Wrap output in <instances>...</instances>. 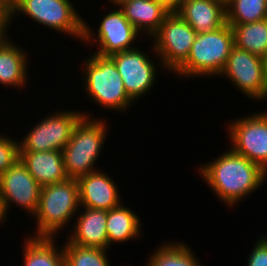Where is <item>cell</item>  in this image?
Listing matches in <instances>:
<instances>
[{
  "mask_svg": "<svg viewBox=\"0 0 267 266\" xmlns=\"http://www.w3.org/2000/svg\"><path fill=\"white\" fill-rule=\"evenodd\" d=\"M226 151L202 163L198 173L217 199L232 208L263 186L267 172L231 149Z\"/></svg>",
  "mask_w": 267,
  "mask_h": 266,
  "instance_id": "obj_1",
  "label": "cell"
},
{
  "mask_svg": "<svg viewBox=\"0 0 267 266\" xmlns=\"http://www.w3.org/2000/svg\"><path fill=\"white\" fill-rule=\"evenodd\" d=\"M83 115L74 127L69 142L62 149L64 170L70 179H78L99 170L95 166L96 161L100 158L108 135L106 118H92L85 111Z\"/></svg>",
  "mask_w": 267,
  "mask_h": 266,
  "instance_id": "obj_2",
  "label": "cell"
},
{
  "mask_svg": "<svg viewBox=\"0 0 267 266\" xmlns=\"http://www.w3.org/2000/svg\"><path fill=\"white\" fill-rule=\"evenodd\" d=\"M77 179L45 185L41 188L39 205L34 216L35 238H56L60 230L67 227L81 212ZM78 210V211H77ZM73 218V219H72ZM70 221V223H69ZM66 225V227H65Z\"/></svg>",
  "mask_w": 267,
  "mask_h": 266,
  "instance_id": "obj_3",
  "label": "cell"
},
{
  "mask_svg": "<svg viewBox=\"0 0 267 266\" xmlns=\"http://www.w3.org/2000/svg\"><path fill=\"white\" fill-rule=\"evenodd\" d=\"M234 36L229 24L204 33H197L187 60L173 73L185 78L217 77L224 69Z\"/></svg>",
  "mask_w": 267,
  "mask_h": 266,
  "instance_id": "obj_4",
  "label": "cell"
},
{
  "mask_svg": "<svg viewBox=\"0 0 267 266\" xmlns=\"http://www.w3.org/2000/svg\"><path fill=\"white\" fill-rule=\"evenodd\" d=\"M91 54L84 66H81L85 94L105 110L122 113L128 111L135 102L126 93L114 61L109 56H101L94 52Z\"/></svg>",
  "mask_w": 267,
  "mask_h": 266,
  "instance_id": "obj_5",
  "label": "cell"
},
{
  "mask_svg": "<svg viewBox=\"0 0 267 266\" xmlns=\"http://www.w3.org/2000/svg\"><path fill=\"white\" fill-rule=\"evenodd\" d=\"M30 17V20L53 31L83 40L84 19L75 9L71 0H10L8 22L13 17Z\"/></svg>",
  "mask_w": 267,
  "mask_h": 266,
  "instance_id": "obj_6",
  "label": "cell"
},
{
  "mask_svg": "<svg viewBox=\"0 0 267 266\" xmlns=\"http://www.w3.org/2000/svg\"><path fill=\"white\" fill-rule=\"evenodd\" d=\"M196 34L176 11H172L149 39H153L151 54L159 59L163 69L174 73L187 60Z\"/></svg>",
  "mask_w": 267,
  "mask_h": 266,
  "instance_id": "obj_7",
  "label": "cell"
},
{
  "mask_svg": "<svg viewBox=\"0 0 267 266\" xmlns=\"http://www.w3.org/2000/svg\"><path fill=\"white\" fill-rule=\"evenodd\" d=\"M83 116V111L68 109L49 113L33 125L23 139H19V152L62 151L69 142L74 127Z\"/></svg>",
  "mask_w": 267,
  "mask_h": 266,
  "instance_id": "obj_8",
  "label": "cell"
},
{
  "mask_svg": "<svg viewBox=\"0 0 267 266\" xmlns=\"http://www.w3.org/2000/svg\"><path fill=\"white\" fill-rule=\"evenodd\" d=\"M107 13L98 25L97 35H95L94 28H90V24H87L84 19L82 42L89 45H95L97 42L98 49L96 48L95 53L101 56H111L137 48L133 44L136 42L135 40H138L136 38L143 36H140L141 34L127 20L122 9L114 6V9Z\"/></svg>",
  "mask_w": 267,
  "mask_h": 266,
  "instance_id": "obj_9",
  "label": "cell"
},
{
  "mask_svg": "<svg viewBox=\"0 0 267 266\" xmlns=\"http://www.w3.org/2000/svg\"><path fill=\"white\" fill-rule=\"evenodd\" d=\"M227 124L230 149L267 172V111L232 119ZM231 142V143H230Z\"/></svg>",
  "mask_w": 267,
  "mask_h": 266,
  "instance_id": "obj_10",
  "label": "cell"
},
{
  "mask_svg": "<svg viewBox=\"0 0 267 266\" xmlns=\"http://www.w3.org/2000/svg\"><path fill=\"white\" fill-rule=\"evenodd\" d=\"M233 83L249 100L267 99V82L264 75L262 57L233 46L227 63L218 76Z\"/></svg>",
  "mask_w": 267,
  "mask_h": 266,
  "instance_id": "obj_11",
  "label": "cell"
},
{
  "mask_svg": "<svg viewBox=\"0 0 267 266\" xmlns=\"http://www.w3.org/2000/svg\"><path fill=\"white\" fill-rule=\"evenodd\" d=\"M41 186L28 172L26 165L18 159L0 176V202L5 217L12 204L35 216L39 205Z\"/></svg>",
  "mask_w": 267,
  "mask_h": 266,
  "instance_id": "obj_12",
  "label": "cell"
},
{
  "mask_svg": "<svg viewBox=\"0 0 267 266\" xmlns=\"http://www.w3.org/2000/svg\"><path fill=\"white\" fill-rule=\"evenodd\" d=\"M123 80L128 96L137 102L141 96L147 95L157 81V67L160 65L150 59L149 53L135 48L109 56ZM153 60V61H152ZM155 63V64H154Z\"/></svg>",
  "mask_w": 267,
  "mask_h": 266,
  "instance_id": "obj_13",
  "label": "cell"
},
{
  "mask_svg": "<svg viewBox=\"0 0 267 266\" xmlns=\"http://www.w3.org/2000/svg\"><path fill=\"white\" fill-rule=\"evenodd\" d=\"M77 183L82 207L109 211L123 202L118 184L101 170L78 178Z\"/></svg>",
  "mask_w": 267,
  "mask_h": 266,
  "instance_id": "obj_14",
  "label": "cell"
},
{
  "mask_svg": "<svg viewBox=\"0 0 267 266\" xmlns=\"http://www.w3.org/2000/svg\"><path fill=\"white\" fill-rule=\"evenodd\" d=\"M84 210L74 223L68 240L77 246L100 248L108 250V235L106 230L107 211L80 207Z\"/></svg>",
  "mask_w": 267,
  "mask_h": 266,
  "instance_id": "obj_15",
  "label": "cell"
},
{
  "mask_svg": "<svg viewBox=\"0 0 267 266\" xmlns=\"http://www.w3.org/2000/svg\"><path fill=\"white\" fill-rule=\"evenodd\" d=\"M196 33L214 31L226 22V8L216 0H180L175 10Z\"/></svg>",
  "mask_w": 267,
  "mask_h": 266,
  "instance_id": "obj_16",
  "label": "cell"
},
{
  "mask_svg": "<svg viewBox=\"0 0 267 266\" xmlns=\"http://www.w3.org/2000/svg\"><path fill=\"white\" fill-rule=\"evenodd\" d=\"M120 8L127 20L147 39L158 31L165 18L172 12L164 3L156 0H128Z\"/></svg>",
  "mask_w": 267,
  "mask_h": 266,
  "instance_id": "obj_17",
  "label": "cell"
},
{
  "mask_svg": "<svg viewBox=\"0 0 267 266\" xmlns=\"http://www.w3.org/2000/svg\"><path fill=\"white\" fill-rule=\"evenodd\" d=\"M19 156L41 187L68 179L60 150L19 152Z\"/></svg>",
  "mask_w": 267,
  "mask_h": 266,
  "instance_id": "obj_18",
  "label": "cell"
},
{
  "mask_svg": "<svg viewBox=\"0 0 267 266\" xmlns=\"http://www.w3.org/2000/svg\"><path fill=\"white\" fill-rule=\"evenodd\" d=\"M11 40L8 36L0 44V84L16 89L27 84L29 55Z\"/></svg>",
  "mask_w": 267,
  "mask_h": 266,
  "instance_id": "obj_19",
  "label": "cell"
},
{
  "mask_svg": "<svg viewBox=\"0 0 267 266\" xmlns=\"http://www.w3.org/2000/svg\"><path fill=\"white\" fill-rule=\"evenodd\" d=\"M132 211L123 203L107 211L108 249L114 242L123 243L134 238L138 240V237L143 236L141 220L135 211Z\"/></svg>",
  "mask_w": 267,
  "mask_h": 266,
  "instance_id": "obj_20",
  "label": "cell"
},
{
  "mask_svg": "<svg viewBox=\"0 0 267 266\" xmlns=\"http://www.w3.org/2000/svg\"><path fill=\"white\" fill-rule=\"evenodd\" d=\"M26 236L22 251L23 266H65L63 248L56 246L55 238Z\"/></svg>",
  "mask_w": 267,
  "mask_h": 266,
  "instance_id": "obj_21",
  "label": "cell"
},
{
  "mask_svg": "<svg viewBox=\"0 0 267 266\" xmlns=\"http://www.w3.org/2000/svg\"><path fill=\"white\" fill-rule=\"evenodd\" d=\"M234 45L263 57L267 53V18L247 24H229Z\"/></svg>",
  "mask_w": 267,
  "mask_h": 266,
  "instance_id": "obj_22",
  "label": "cell"
},
{
  "mask_svg": "<svg viewBox=\"0 0 267 266\" xmlns=\"http://www.w3.org/2000/svg\"><path fill=\"white\" fill-rule=\"evenodd\" d=\"M181 242L162 243L158 248L151 253L146 266H203L197 259L195 253Z\"/></svg>",
  "mask_w": 267,
  "mask_h": 266,
  "instance_id": "obj_23",
  "label": "cell"
},
{
  "mask_svg": "<svg viewBox=\"0 0 267 266\" xmlns=\"http://www.w3.org/2000/svg\"><path fill=\"white\" fill-rule=\"evenodd\" d=\"M267 18V0H233L226 7L227 24H247Z\"/></svg>",
  "mask_w": 267,
  "mask_h": 266,
  "instance_id": "obj_24",
  "label": "cell"
},
{
  "mask_svg": "<svg viewBox=\"0 0 267 266\" xmlns=\"http://www.w3.org/2000/svg\"><path fill=\"white\" fill-rule=\"evenodd\" d=\"M66 240L62 246L65 266H111L106 249L77 246Z\"/></svg>",
  "mask_w": 267,
  "mask_h": 266,
  "instance_id": "obj_25",
  "label": "cell"
},
{
  "mask_svg": "<svg viewBox=\"0 0 267 266\" xmlns=\"http://www.w3.org/2000/svg\"><path fill=\"white\" fill-rule=\"evenodd\" d=\"M16 140L0 134V176L20 159L19 143Z\"/></svg>",
  "mask_w": 267,
  "mask_h": 266,
  "instance_id": "obj_26",
  "label": "cell"
},
{
  "mask_svg": "<svg viewBox=\"0 0 267 266\" xmlns=\"http://www.w3.org/2000/svg\"><path fill=\"white\" fill-rule=\"evenodd\" d=\"M258 238L247 257L246 266H267V236L263 235Z\"/></svg>",
  "mask_w": 267,
  "mask_h": 266,
  "instance_id": "obj_27",
  "label": "cell"
},
{
  "mask_svg": "<svg viewBox=\"0 0 267 266\" xmlns=\"http://www.w3.org/2000/svg\"><path fill=\"white\" fill-rule=\"evenodd\" d=\"M9 26L8 3L5 0H0V32H8Z\"/></svg>",
  "mask_w": 267,
  "mask_h": 266,
  "instance_id": "obj_28",
  "label": "cell"
},
{
  "mask_svg": "<svg viewBox=\"0 0 267 266\" xmlns=\"http://www.w3.org/2000/svg\"><path fill=\"white\" fill-rule=\"evenodd\" d=\"M156 1L164 3L172 11H175L180 3V0H156Z\"/></svg>",
  "mask_w": 267,
  "mask_h": 266,
  "instance_id": "obj_29",
  "label": "cell"
},
{
  "mask_svg": "<svg viewBox=\"0 0 267 266\" xmlns=\"http://www.w3.org/2000/svg\"><path fill=\"white\" fill-rule=\"evenodd\" d=\"M262 63H263L265 79L267 82V53L262 57Z\"/></svg>",
  "mask_w": 267,
  "mask_h": 266,
  "instance_id": "obj_30",
  "label": "cell"
},
{
  "mask_svg": "<svg viewBox=\"0 0 267 266\" xmlns=\"http://www.w3.org/2000/svg\"><path fill=\"white\" fill-rule=\"evenodd\" d=\"M108 1L111 2L112 6L120 7L124 2H127L128 0H108Z\"/></svg>",
  "mask_w": 267,
  "mask_h": 266,
  "instance_id": "obj_31",
  "label": "cell"
},
{
  "mask_svg": "<svg viewBox=\"0 0 267 266\" xmlns=\"http://www.w3.org/2000/svg\"><path fill=\"white\" fill-rule=\"evenodd\" d=\"M5 219V220H4ZM7 217H5L2 206H1V202H0V225L2 226V224H4V221L6 222Z\"/></svg>",
  "mask_w": 267,
  "mask_h": 266,
  "instance_id": "obj_32",
  "label": "cell"
},
{
  "mask_svg": "<svg viewBox=\"0 0 267 266\" xmlns=\"http://www.w3.org/2000/svg\"><path fill=\"white\" fill-rule=\"evenodd\" d=\"M216 1L226 8L233 0H216Z\"/></svg>",
  "mask_w": 267,
  "mask_h": 266,
  "instance_id": "obj_33",
  "label": "cell"
},
{
  "mask_svg": "<svg viewBox=\"0 0 267 266\" xmlns=\"http://www.w3.org/2000/svg\"><path fill=\"white\" fill-rule=\"evenodd\" d=\"M8 32H0V44L8 37Z\"/></svg>",
  "mask_w": 267,
  "mask_h": 266,
  "instance_id": "obj_34",
  "label": "cell"
}]
</instances>
